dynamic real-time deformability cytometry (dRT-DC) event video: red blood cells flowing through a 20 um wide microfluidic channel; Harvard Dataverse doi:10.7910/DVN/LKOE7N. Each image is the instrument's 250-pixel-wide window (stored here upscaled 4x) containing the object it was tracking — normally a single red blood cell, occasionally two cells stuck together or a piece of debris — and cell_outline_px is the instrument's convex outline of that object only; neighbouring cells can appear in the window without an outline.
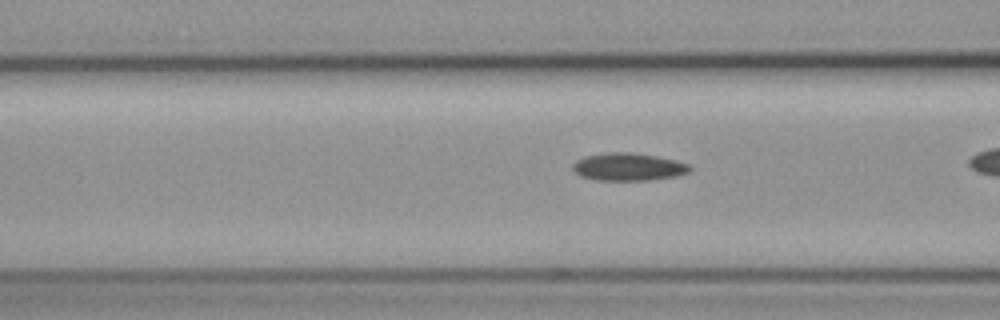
{"species": "common noctule bat (a hibernating species)", "species_latin": "Nyctalus noctula", "temperature_condition": "cold", "stored_images_in_passage": 27, "camera_frame_rate_fps": 3000, "um_per_image_px": 0.085, "animal": {"sex": "female", "body_mass_g": 19.3, "forearm_length_mm": 54.1}, "frame": {"image": 1, "passage_image": 5, "time_ms": 1.333, "image_size_px": [1000, 320], "cell_outline_px": [[692, 168], [688, 172], [676, 176], [648, 180], [596, 180], [580, 176], [572, 168], [572, 164], [576, 160], [584, 156], [608, 152], [632, 152], [656, 156], [676, 160], [688, 164]], "centroid_in_image_um": [53.38, 14.17], "position_along_channel_um": 113.2, "area_um2": 18.9}}